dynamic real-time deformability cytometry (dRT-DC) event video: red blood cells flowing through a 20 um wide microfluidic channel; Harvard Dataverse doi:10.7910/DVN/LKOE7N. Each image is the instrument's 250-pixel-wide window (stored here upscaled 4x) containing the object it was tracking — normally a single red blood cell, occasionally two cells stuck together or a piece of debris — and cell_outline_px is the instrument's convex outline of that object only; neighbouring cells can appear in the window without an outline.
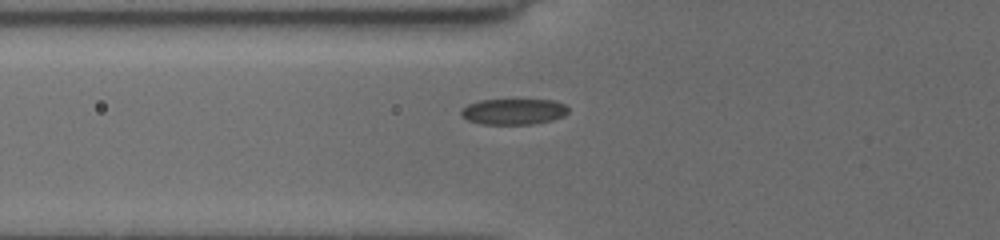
{"species": "common noctule bat (a hibernating species)", "species_latin": "Nyctalus noctula", "temperature_condition": "cold", "stored_images_in_passage": 44, "camera_frame_rate_fps": 3000, "um_per_image_px": 0.085, "animal": {"sex": "female", "body_mass_g": 19.5, "forearm_length_mm": 54.1}, "frame": {"image": 1, "passage_image": 4, "time_ms": 0.667, "image_size_px": [1000, 240], "cell_outline_px": [[568, 112], [564, 116], [552, 120], [532, 124], [480, 124], [468, 120], [460, 112], [468, 104], [480, 100], [556, 100], [564, 104], [568, 108]], "centroid_in_image_um": [43.69, 9.48], "position_along_channel_um": 82.1, "area_um2": 16.07}}
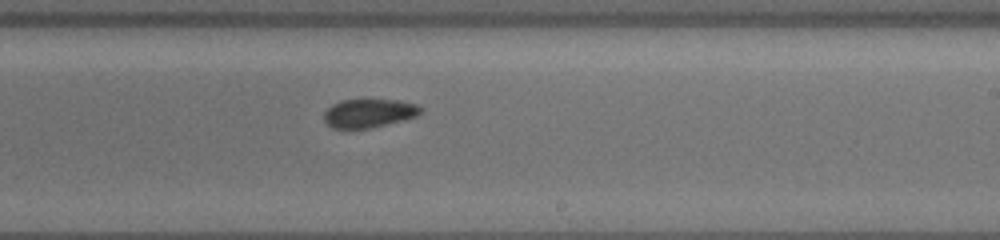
{"frame": {"image": 2, "passage_image": 22, "time_ms": 5.333, "image_size_px": [1000, 240], "cell_outline_px": [[424, 108], [416, 116], [368, 128], [332, 128], [324, 120], [324, 112], [332, 104], [340, 100], [400, 100], [420, 104]], "centroid_in_image_um": [31.37, 9.6], "position_along_channel_um": 257.6, "area_um2": 15.95}}
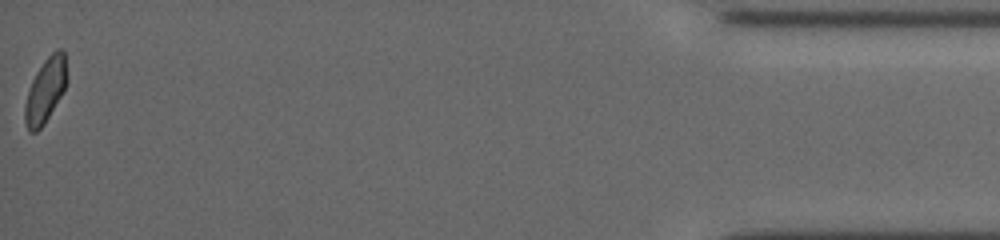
{"frame": {"image": 3, "passage_image": 44, "time_ms": 12.0, "image_size_px": [1000, 240], "cell_outline_px": [[68, 80], [60, 96], [44, 124], [36, 132], [28, 132], [24, 120], [24, 104], [32, 80], [36, 72], [44, 60], [56, 48], [60, 48], [64, 52]], "centroid_in_image_um": [3.85, 7.67], "position_along_channel_um": 431.3, "area_um2": 15.72}, "authors_computed_cell_mechanics": {"area_um2": 16.2129, "velocity_mm_per_s": 3.7709, "shape_relaxation_time_tau1_ms": null, "shape_relaxation_time_tau2_ms": 2.2803, "deformation_change_tau1": null, "deformation_change_tau2": 0.0548}}